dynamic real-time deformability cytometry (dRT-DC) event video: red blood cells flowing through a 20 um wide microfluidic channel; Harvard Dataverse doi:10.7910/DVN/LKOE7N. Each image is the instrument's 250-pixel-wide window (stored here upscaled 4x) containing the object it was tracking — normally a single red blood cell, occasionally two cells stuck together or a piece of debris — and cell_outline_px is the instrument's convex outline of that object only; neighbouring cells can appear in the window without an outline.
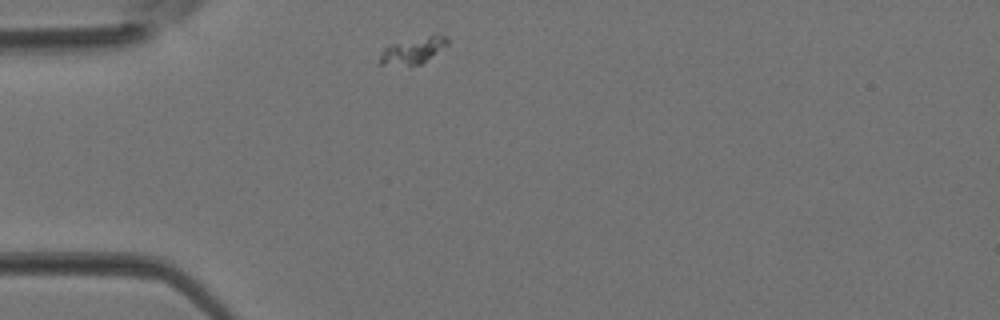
{"species": "Egyptian fruit bat (a non-hibernating species)", "species_latin": "Rousettus aegyptiacus", "temperature_condition": "room temperature", "stored_images_in_passage": 1, "camera_frame_rate_fps": 3000, "um_per_image_px": 0.085, "animal": {"sex": "female"}, "frame": {"image": 1, "passage_image": 1, "time_ms": 0.0, "image_size_px": [1000, 320], "cell_outline_px": [[448, 44], [420, 64], [380, 64], [380, 56], [384, 48], [388, 44], [432, 32], [436, 32], [448, 36]], "centroid_in_image_um": [35.16, 4.19], "position_along_channel_um": 49.8, "area_um2": 10.64}}